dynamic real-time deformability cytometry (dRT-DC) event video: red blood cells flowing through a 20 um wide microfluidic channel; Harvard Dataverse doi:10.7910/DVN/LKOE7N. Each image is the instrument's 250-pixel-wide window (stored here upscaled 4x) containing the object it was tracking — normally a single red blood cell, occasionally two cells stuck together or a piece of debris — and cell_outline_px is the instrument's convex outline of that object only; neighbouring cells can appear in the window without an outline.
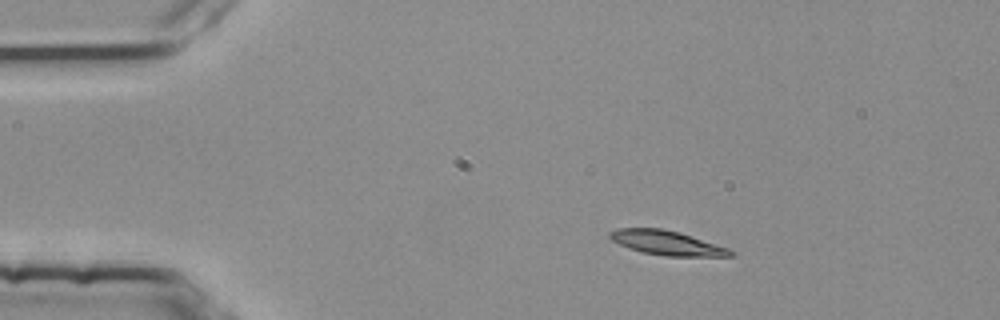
{"species": "common noctule bat (a hibernating species)", "species_latin": "Nyctalus noctula", "temperature_condition": "room temperature", "stored_images_in_passage": 3, "camera_frame_rate_fps": 3000, "um_per_image_px": 0.085, "animal": {"sex": "female", "body_mass_g": 25.1}, "frame": {"image": 1, "passage_image": 1, "time_ms": 0.0, "image_size_px": [1000, 320], "cell_outline_px": [[736, 252], [732, 256], [664, 256], [644, 252], [628, 248], [612, 240], [608, 236], [608, 232], [616, 228], [660, 228], [680, 232], [728, 248]], "centroid_in_image_um": [56.67, 20.64], "position_along_channel_um": 28.3, "area_um2": 17.11}}
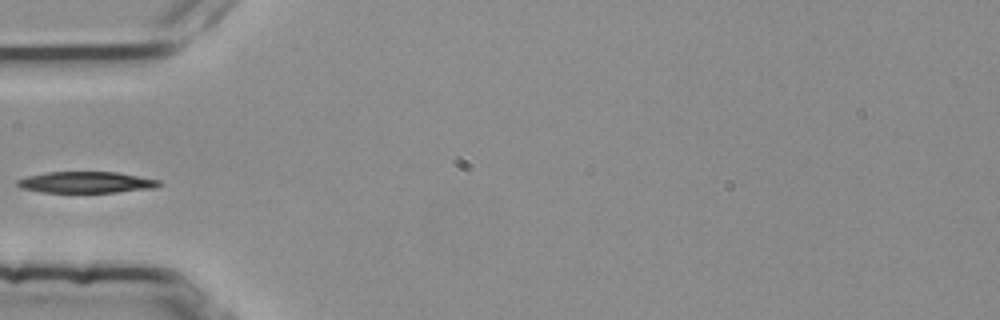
{"frame": {"image": 2, "passage_image": 3, "time_ms": 0.667, "image_size_px": [1000, 320], "cell_outline_px": [[160, 184], [152, 188], [116, 192], [44, 192], [20, 188], [16, 184], [16, 180], [28, 176], [48, 172], [116, 172], [160, 180]], "centroid_in_image_um": [7.28, 15.49], "position_along_channel_um": 77.7, "area_um2": 17.34}}